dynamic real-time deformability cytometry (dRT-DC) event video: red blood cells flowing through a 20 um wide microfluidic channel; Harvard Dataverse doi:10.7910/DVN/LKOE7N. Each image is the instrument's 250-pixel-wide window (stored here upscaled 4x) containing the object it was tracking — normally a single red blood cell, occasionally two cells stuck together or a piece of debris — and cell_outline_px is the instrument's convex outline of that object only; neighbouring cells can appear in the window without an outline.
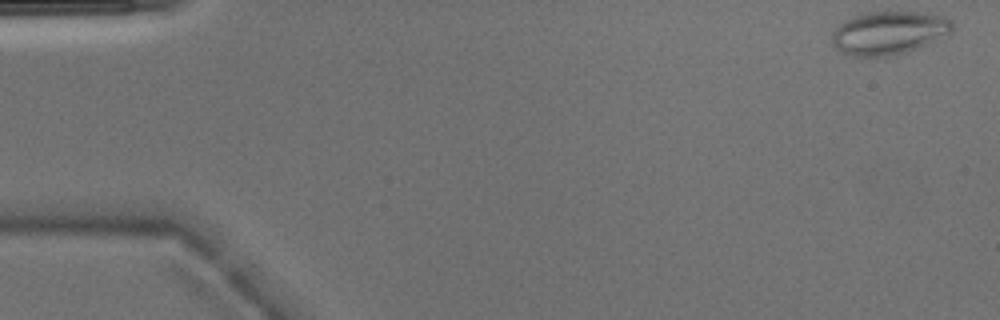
{"species": "Egyptian fruit bat (a non-hibernating species)", "species_latin": "Rousettus aegyptiacus", "temperature_condition": "warm", "stored_images_in_passage": 4, "camera_frame_rate_fps": 3000, "um_per_image_px": 0.085, "animal": {"sex": "male"}, "frame": {"image": 1, "passage_image": 1, "time_ms": 0.0, "image_size_px": [1000, 320], "cell_outline_px": [[956, 24], [952, 32], [948, 36], [916, 48], [904, 52], [876, 60], [852, 56], [840, 52], [832, 44], [832, 32], [844, 20], [860, 12], [916, 12], [944, 16]], "centroid_in_image_um": [75.54, 2.82], "position_along_channel_um": 9.5, "area_um2": 31.15}}